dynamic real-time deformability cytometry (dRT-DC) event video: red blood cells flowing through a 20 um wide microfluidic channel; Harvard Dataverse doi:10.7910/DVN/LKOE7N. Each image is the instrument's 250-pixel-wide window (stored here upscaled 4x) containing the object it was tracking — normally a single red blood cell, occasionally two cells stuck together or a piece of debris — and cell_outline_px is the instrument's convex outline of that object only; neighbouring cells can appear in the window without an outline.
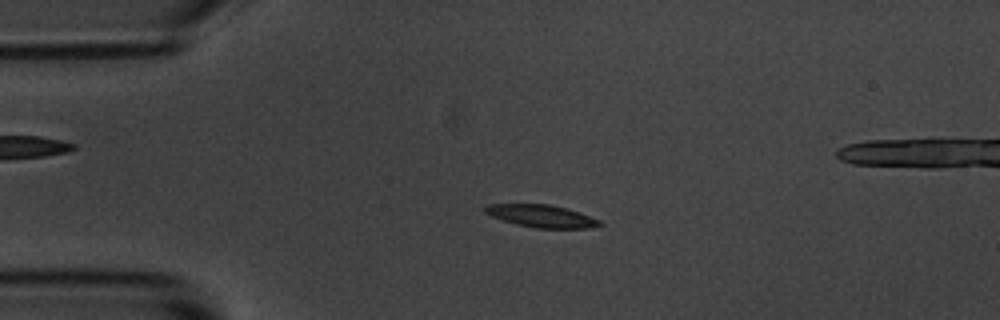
{"species": "common noctule bat (a hibernating species)", "species_latin": "Nyctalus noctula", "temperature_condition": "room temperature", "stored_images_in_passage": 46, "camera_frame_rate_fps": 3000, "um_per_image_px": 0.085, "animal": {"sex": "male", "body_mass_g": 20.1, "forearm_length_mm": 53.5}, "frame": {"image": 1, "passage_image": 3, "time_ms": 0.667, "image_size_px": [1000, 320], "cell_outline_px": [[604, 224], [588, 228], [536, 228], [516, 224], [492, 216], [484, 212], [484, 208], [488, 204], [552, 204], [568, 208], [580, 212], [600, 220]], "centroid_in_image_um": [46.06, 18.35], "position_along_channel_um": 38.9, "area_um2": 15.03}}
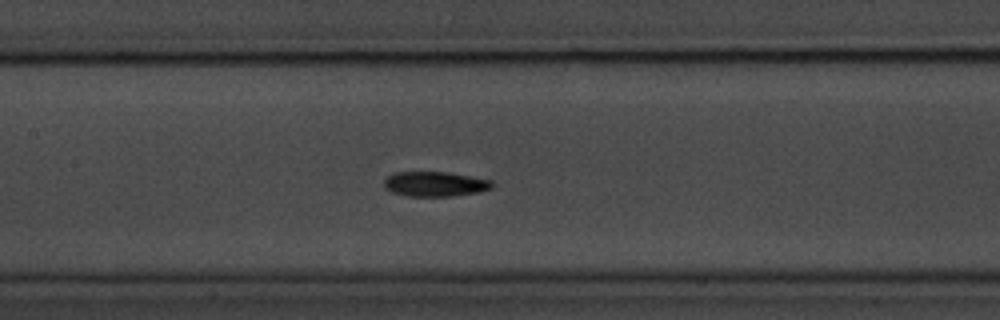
{"frame": {"image": 2, "passage_image": 16, "time_ms": 5.0, "image_size_px": [1000, 320], "cell_outline_px": [[492, 188], [480, 192], [452, 196], [404, 196], [392, 192], [384, 188], [384, 180], [392, 172], [448, 172], [492, 180]], "centroid_in_image_um": [36.95, 15.64], "position_along_channel_um": 170.4, "area_um2": 15.78}}
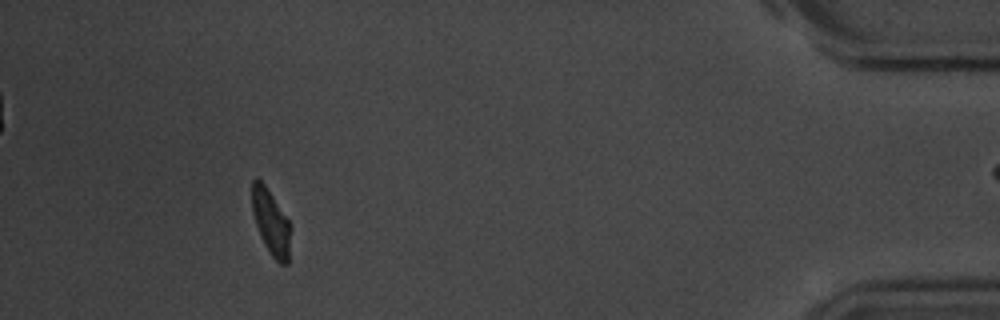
{"frame": {"image": 3, "passage_image": 41, "time_ms": 13.333, "image_size_px": [1000, 320], "cell_outline_px": [[292, 228], [288, 264], [280, 264], [272, 256], [264, 244], [260, 236], [252, 212], [252, 180], [256, 176], [264, 184], [288, 220]], "centroid_in_image_um": [23.04, 18.92], "position_along_channel_um": 412.2, "area_um2": 14.68}, "authors_computed_cell_mechanics": {"area_um2": 15.5193, "velocity_mm_per_s": 3.6553, "shape_relaxation_time_tau1_ms": 3.1558, "shape_relaxation_time_tau2_ms": 5.6519, "deformation_change_tau1": 0.1559, "deformation_change_tau2": 0.1167}}